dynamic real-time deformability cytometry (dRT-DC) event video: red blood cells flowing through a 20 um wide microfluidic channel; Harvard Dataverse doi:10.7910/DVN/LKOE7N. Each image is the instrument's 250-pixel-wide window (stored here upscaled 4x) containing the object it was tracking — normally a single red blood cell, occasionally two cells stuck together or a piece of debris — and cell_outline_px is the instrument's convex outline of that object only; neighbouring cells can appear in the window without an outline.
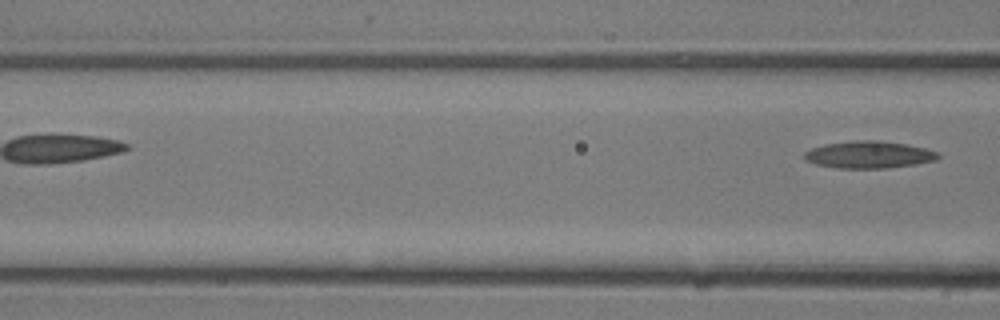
{"species": "common noctule bat (a hibernating species)", "species_latin": "Nyctalus noctula", "temperature_condition": "room temperature", "stored_images_in_passage": 5, "segment_of_instrument_passage": [2, 2], "camera_frame_rate_fps": 3000, "um_per_image_px": 0.085, "animal": {"sex": "male", "body_mass_g": 13.3}, "frame": {"image": 1, "passage_image": 5, "time_ms": 1.333, "image_size_px": [1000, 320], "cell_outline_px": [[940, 156], [936, 160], [916, 164], [888, 168], [836, 168], [816, 164], [804, 160], [804, 152], [812, 148], [824, 144], [856, 140], [880, 140], [908, 144], [924, 148], [936, 152]], "centroid_in_image_um": [73.84, 13.14], "position_along_channel_um": 92.8, "area_um2": 21.21}}